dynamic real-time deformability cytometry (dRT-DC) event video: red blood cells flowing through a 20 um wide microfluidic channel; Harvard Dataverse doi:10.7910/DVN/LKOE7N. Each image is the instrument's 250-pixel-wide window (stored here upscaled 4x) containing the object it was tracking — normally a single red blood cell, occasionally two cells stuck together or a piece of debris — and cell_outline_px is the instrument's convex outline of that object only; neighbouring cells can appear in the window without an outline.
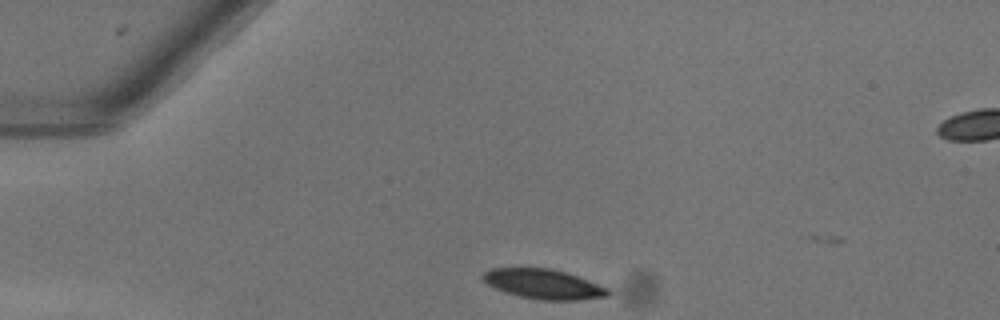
{"species": "common noctule bat (a hibernating species)", "species_latin": "Nyctalus noctula", "temperature_condition": "warm", "stored_images_in_passage": 39, "camera_frame_rate_fps": 3000, "um_per_image_px": 0.085, "animal": {"sex": "female"}, "frame": {"image": 1, "passage_image": 3, "time_ms": 0.667, "image_size_px": [1000, 320], "cell_outline_px": [[608, 296], [576, 300], [540, 300], [520, 296], [504, 292], [488, 284], [480, 276], [484, 272], [492, 268], [552, 268], [588, 280], [608, 288]], "centroid_in_image_um": [46.17, 24.14], "position_along_channel_um": 38.8, "area_um2": 21.44}}
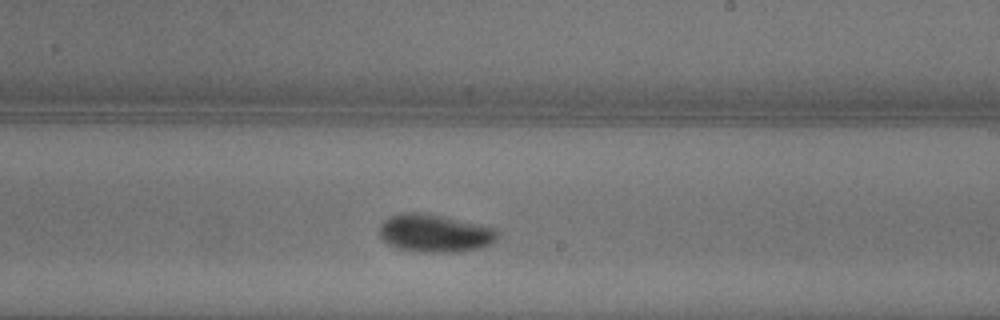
{"frame": {"image": 2, "passage_image": 22, "time_ms": 7.0, "image_size_px": [1000, 320], "cell_outline_px": [[496, 240], [480, 248], [456, 252], [420, 252], [400, 248], [388, 244], [380, 240], [380, 224], [388, 216], [400, 212], [424, 212], [444, 216], [496, 228]], "centroid_in_image_um": [36.9, 19.81], "position_along_channel_um": 252.1, "area_um2": 26.18}}
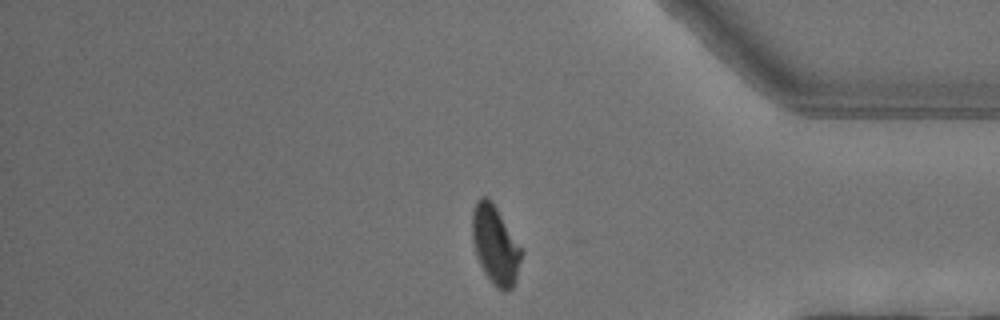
{"frame": {"image": 3, "passage_image": 34, "time_ms": 11.0, "image_size_px": [1000, 320], "cell_outline_px": [[524, 252], [516, 280], [512, 288], [508, 292], [504, 292], [496, 288], [484, 272], [480, 264], [472, 240], [472, 208], [476, 200], [480, 196], [488, 196], [492, 200]], "centroid_in_image_um": [42.11, 20.81], "position_along_channel_um": 393.1, "area_um2": 22.83}, "authors_computed_cell_mechanics": {"area_um2": 23.698, "velocity_mm_per_s": 4.0405, "shape_relaxation_time_tau1_ms": 2.7729, "shape_relaxation_time_tau2_ms": null, "deformation_change_tau1": 0.1401, "deformation_change_tau2": null}}